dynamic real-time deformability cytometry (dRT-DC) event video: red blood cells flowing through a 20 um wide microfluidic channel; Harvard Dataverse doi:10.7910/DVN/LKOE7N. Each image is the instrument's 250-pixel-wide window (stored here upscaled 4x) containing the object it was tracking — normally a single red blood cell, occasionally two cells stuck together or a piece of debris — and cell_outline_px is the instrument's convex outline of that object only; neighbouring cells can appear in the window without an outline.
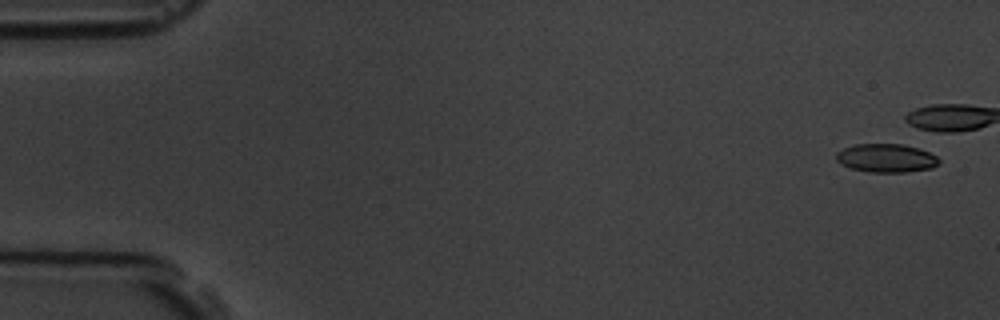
{"species": "common noctule bat (a hibernating species)", "species_latin": "Nyctalus noctula", "temperature_condition": "room temperature", "stored_images_in_passage": 5, "camera_frame_rate_fps": 3000, "um_per_image_px": 0.085, "animal": {"sex": "male", "body_mass_g": 19.5, "forearm_length_mm": 54.6}, "frame": {"image": 1, "passage_image": 1, "time_ms": 0.0, "image_size_px": [1000, 320], "cell_outline_px": [[940, 164], [932, 168], [904, 172], [868, 172], [848, 168], [840, 164], [836, 160], [836, 152], [844, 148], [856, 144], [900, 144], [916, 148], [928, 152], [936, 156], [940, 160]], "centroid_in_image_um": [75.3, 13.45], "position_along_channel_um": 9.7, "area_um2": 17.11}}
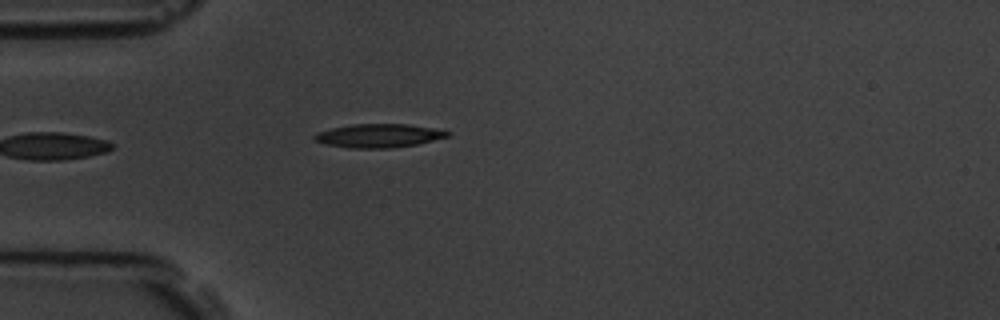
{"frame": {"image": 2, "passage_image": 5, "time_ms": 5.667, "image_size_px": [1000, 320], "cell_outline_px": [[452, 132], [448, 136], [416, 144], [388, 148], [348, 148], [324, 144], [312, 140], [312, 136], [316, 132], [332, 128], [352, 124], [408, 124], [432, 128]], "centroid_in_image_um": [32.1, 11.53], "position_along_channel_um": 52.9, "area_um2": 18.26}}